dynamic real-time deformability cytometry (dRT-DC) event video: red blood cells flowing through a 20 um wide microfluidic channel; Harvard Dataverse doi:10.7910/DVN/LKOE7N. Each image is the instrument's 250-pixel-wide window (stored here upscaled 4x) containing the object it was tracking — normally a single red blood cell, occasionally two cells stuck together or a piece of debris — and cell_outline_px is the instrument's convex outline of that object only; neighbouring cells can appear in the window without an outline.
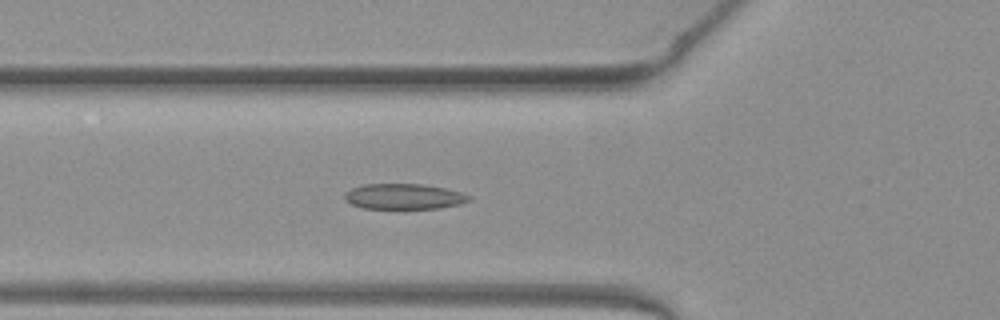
{"species": "common noctule bat (a hibernating species)", "species_latin": "Nyctalus noctula", "temperature_condition": "warm", "stored_images_in_passage": 52, "camera_frame_rate_fps": 3000, "um_per_image_px": 0.085, "animal": {"sex": "female", "body_mass_g": 19.3, "forearm_length_mm": 54.1}, "frame": {"image": 1, "passage_image": 18, "time_ms": 5.667, "image_size_px": [1000, 320], "cell_outline_px": [[472, 196], [468, 200], [460, 204], [440, 208], [364, 208], [352, 204], [344, 200], [344, 196], [352, 188], [364, 184], [420, 184], [444, 188], [460, 192]], "centroid_in_image_um": [34.33, 16.7], "position_along_channel_um": 91.5, "area_um2": 18.21}}
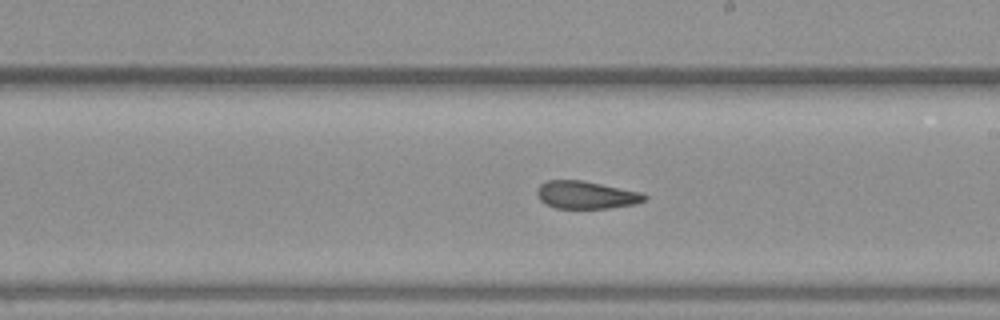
{"frame": {"image": 2, "passage_image": 29, "time_ms": 9.333, "image_size_px": [1000, 320], "cell_outline_px": [[648, 196], [644, 200], [636, 204], [608, 208], [556, 208], [544, 204], [536, 196], [536, 188], [540, 184], [548, 180], [580, 180], [640, 192]], "centroid_in_image_um": [49.76, 16.57], "position_along_channel_um": 239.2, "area_um2": 17.28}}
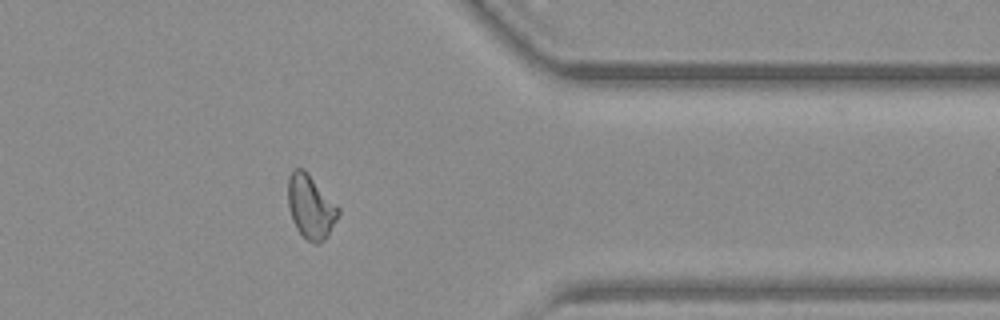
{"frame": {"image": 3, "passage_image": 41, "time_ms": 13.333, "image_size_px": [1000, 320], "cell_outline_px": [[340, 212], [328, 236], [324, 240], [316, 244], [308, 240], [296, 228], [292, 220], [288, 204], [288, 176], [296, 168], [304, 168], [308, 172], [340, 208]], "centroid_in_image_um": [26.41, 17.56], "position_along_channel_um": 385.0, "area_um2": 18.67}, "authors_computed_cell_mechanics": {"area_um2": 18.7561, "velocity_mm_per_s": 4.0232, "shape_relaxation_time_tau1_ms": null, "shape_relaxation_time_tau2_ms": 3.4511, "deformation_change_tau1": null, "deformation_change_tau2": 0.1007}}